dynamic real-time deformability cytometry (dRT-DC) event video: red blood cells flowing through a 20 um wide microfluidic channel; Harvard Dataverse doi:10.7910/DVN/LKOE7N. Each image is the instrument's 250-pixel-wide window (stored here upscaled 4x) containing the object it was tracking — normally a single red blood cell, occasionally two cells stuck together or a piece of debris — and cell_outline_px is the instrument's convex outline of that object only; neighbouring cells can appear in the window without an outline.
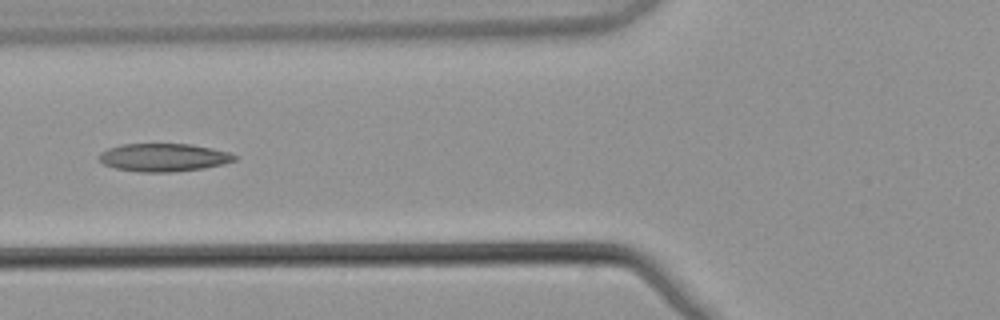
{"species": "common noctule bat (a hibernating species)", "species_latin": "Nyctalus noctula", "temperature_condition": "warm", "stored_images_in_passage": 7, "camera_frame_rate_fps": 3000, "um_per_image_px": 0.085, "animal": {"sex": "male", "body_mass_g": 21.5, "forearm_length_mm": 52.0}, "frame": {"image": 1, "passage_image": 6, "time_ms": 1.667, "image_size_px": [1000, 320], "cell_outline_px": [[240, 156], [236, 160], [204, 168], [168, 172], [140, 172], [116, 168], [104, 164], [96, 156], [100, 152], [108, 148], [120, 144], [192, 144], [212, 148], [228, 152]], "centroid_in_image_um": [13.89, 13.37], "position_along_channel_um": 111.9, "area_um2": 22.14}}
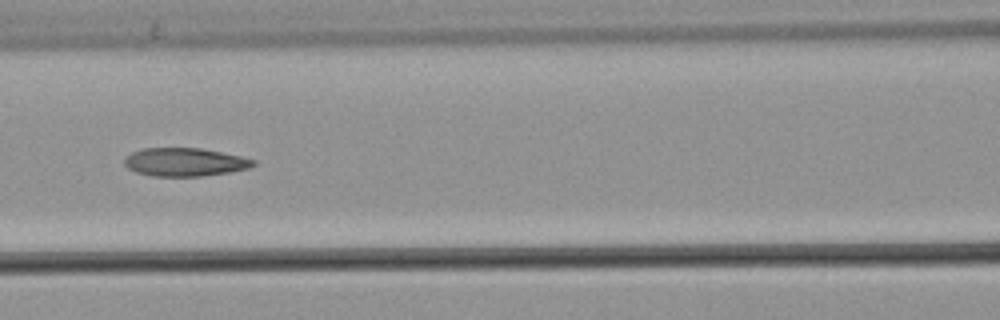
{"frame": {"image": 2, "passage_image": 7, "time_ms": 2.0, "image_size_px": [1000, 320], "cell_outline_px": [[256, 164], [248, 168], [228, 172], [200, 176], [152, 176], [136, 172], [128, 168], [124, 164], [124, 160], [132, 152], [144, 148], [200, 148], [240, 156], [256, 160]], "centroid_in_image_um": [15.7, 13.77], "position_along_channel_um": 150.9, "area_um2": 21.04}}